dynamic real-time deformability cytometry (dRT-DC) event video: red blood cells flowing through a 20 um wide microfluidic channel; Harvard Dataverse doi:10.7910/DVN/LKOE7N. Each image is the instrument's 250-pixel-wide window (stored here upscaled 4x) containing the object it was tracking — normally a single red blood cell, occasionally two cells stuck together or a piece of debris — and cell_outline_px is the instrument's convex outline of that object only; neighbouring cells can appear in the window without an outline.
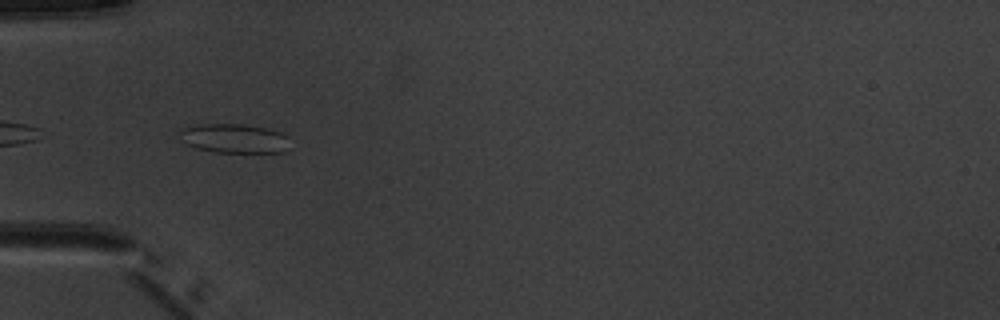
{"species": "common noctule bat (a hibernating species)", "species_latin": "Nyctalus noctula", "temperature_condition": "warm", "stored_images_in_passage": 7, "camera_frame_rate_fps": 3000, "um_per_image_px": 0.085, "animal": {"sex": "male", "body_mass_g": 20.1, "forearm_length_mm": 53.5}, "frame": {"image": 1, "passage_image": 6, "time_ms": 5.667, "image_size_px": [1000, 320], "cell_outline_px": [[288, 136], [284, 152], [216, 152], [196, 148], [180, 140], [180, 128], [196, 124], [244, 124], [268, 128], [280, 132]], "centroid_in_image_um": [19.86, 11.75], "position_along_channel_um": 65.1, "area_um2": 18.73}}
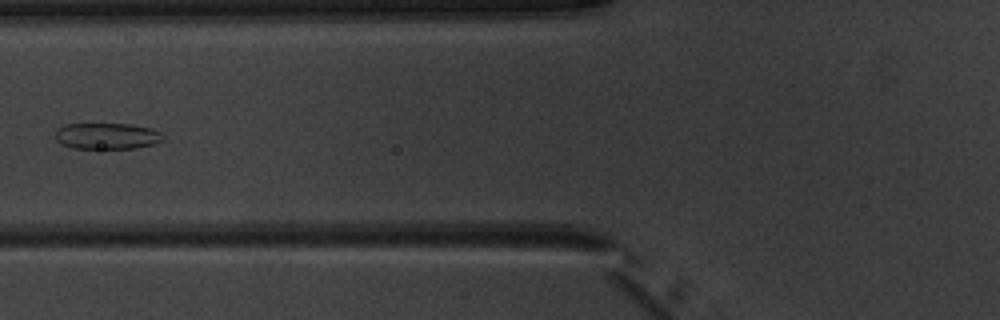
{"frame": {"image": 2, "passage_image": 7, "time_ms": 7.0, "image_size_px": [1000, 320], "cell_outline_px": [[164, 140], [152, 144], [136, 148], [72, 148], [60, 144], [56, 140], [56, 128], [64, 124], [132, 124], [152, 128], [160, 132], [164, 136]], "centroid_in_image_um": [9.08, 11.55], "position_along_channel_um": 116.7, "area_um2": 16.59}}